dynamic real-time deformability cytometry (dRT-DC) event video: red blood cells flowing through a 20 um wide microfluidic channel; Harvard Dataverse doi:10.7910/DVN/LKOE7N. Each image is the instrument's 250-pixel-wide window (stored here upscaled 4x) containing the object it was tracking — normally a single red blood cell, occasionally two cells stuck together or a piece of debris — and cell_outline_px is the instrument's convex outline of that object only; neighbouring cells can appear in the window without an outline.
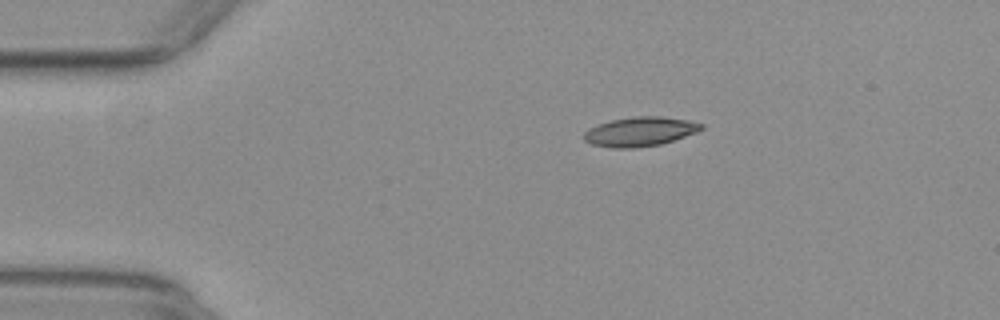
{"species": "common noctule bat (a hibernating species)", "species_latin": "Nyctalus noctula", "temperature_condition": "warm", "stored_images_in_passage": 44, "camera_frame_rate_fps": 3000, "um_per_image_px": 0.085, "animal": {"sex": "female", "body_mass_g": 29.2, "forearm_length_mm": 56.3}, "frame": {"image": 1, "passage_image": 1, "time_ms": 0.0, "image_size_px": [1000, 320], "cell_outline_px": [[704, 128], [696, 132], [660, 144], [636, 148], [612, 148], [592, 144], [584, 140], [584, 132], [588, 128], [612, 120], [636, 116], [660, 116], [688, 120], [704, 124]], "centroid_in_image_um": [54.39, 11.18], "position_along_channel_um": 30.6, "area_um2": 19.88}}
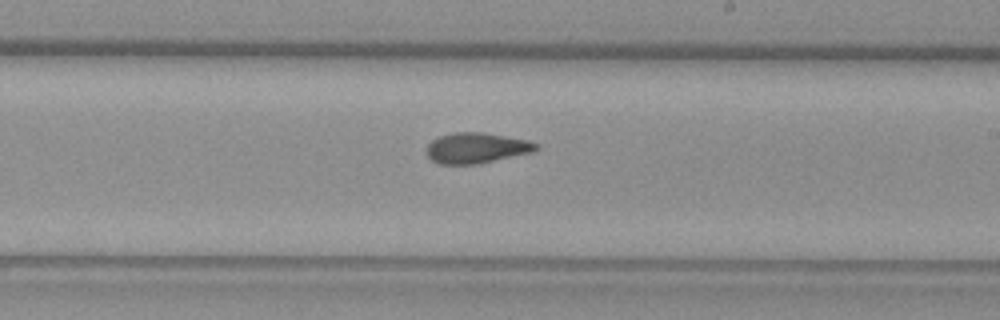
{"frame": {"image": 2, "passage_image": 22, "time_ms": 7.0, "image_size_px": [1000, 320], "cell_outline_px": [[540, 148], [536, 152], [476, 164], [440, 164], [432, 160], [424, 152], [428, 144], [432, 140], [440, 136], [456, 132], [484, 132], [528, 140], [540, 144]], "centroid_in_image_um": [40.54, 12.58], "position_along_channel_um": 248.5, "area_um2": 19.77}}
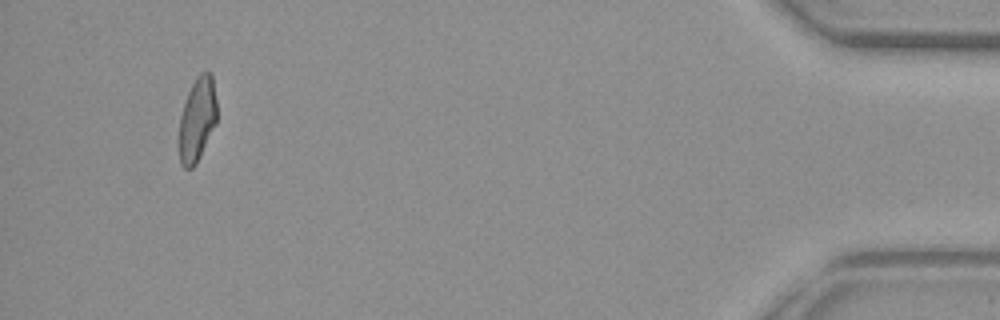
{"frame": {"image": 3, "passage_image": 41, "time_ms": 13.333, "image_size_px": [1000, 320], "cell_outline_px": [[216, 124], [196, 164], [192, 168], [184, 168], [180, 164], [180, 116], [188, 92], [196, 76], [200, 72], [212, 72], [216, 100]], "centroid_in_image_um": [16.78, 10.13], "position_along_channel_um": 418.4, "area_um2": 18.38}, "authors_computed_cell_mechanics": {"area_um2": 19.5075, "velocity_mm_per_s": 3.9081, "shape_relaxation_time_tau1_ms": null, "shape_relaxation_time_tau2_ms": 3.1151, "deformation_change_tau1": null, "deformation_change_tau2": 0.0964}}